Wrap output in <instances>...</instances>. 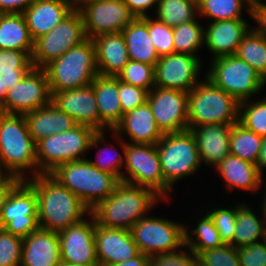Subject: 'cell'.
Wrapping results in <instances>:
<instances>
[{"instance_id": "43", "label": "cell", "mask_w": 266, "mask_h": 266, "mask_svg": "<svg viewBox=\"0 0 266 266\" xmlns=\"http://www.w3.org/2000/svg\"><path fill=\"white\" fill-rule=\"evenodd\" d=\"M23 239L0 228V266H20Z\"/></svg>"}, {"instance_id": "9", "label": "cell", "mask_w": 266, "mask_h": 266, "mask_svg": "<svg viewBox=\"0 0 266 266\" xmlns=\"http://www.w3.org/2000/svg\"><path fill=\"white\" fill-rule=\"evenodd\" d=\"M206 77L215 86L232 95L239 103L249 100L266 84L260 74L236 55L211 60Z\"/></svg>"}, {"instance_id": "28", "label": "cell", "mask_w": 266, "mask_h": 266, "mask_svg": "<svg viewBox=\"0 0 266 266\" xmlns=\"http://www.w3.org/2000/svg\"><path fill=\"white\" fill-rule=\"evenodd\" d=\"M28 131L35 143L49 135L71 130L75 120L58 109L52 102L43 108L24 114Z\"/></svg>"}, {"instance_id": "32", "label": "cell", "mask_w": 266, "mask_h": 266, "mask_svg": "<svg viewBox=\"0 0 266 266\" xmlns=\"http://www.w3.org/2000/svg\"><path fill=\"white\" fill-rule=\"evenodd\" d=\"M258 216L247 204H237L236 227L233 235V246L240 248L266 239V218ZM259 239V240H258Z\"/></svg>"}, {"instance_id": "19", "label": "cell", "mask_w": 266, "mask_h": 266, "mask_svg": "<svg viewBox=\"0 0 266 266\" xmlns=\"http://www.w3.org/2000/svg\"><path fill=\"white\" fill-rule=\"evenodd\" d=\"M51 102L79 125L99 132V113L92 85L51 92Z\"/></svg>"}, {"instance_id": "25", "label": "cell", "mask_w": 266, "mask_h": 266, "mask_svg": "<svg viewBox=\"0 0 266 266\" xmlns=\"http://www.w3.org/2000/svg\"><path fill=\"white\" fill-rule=\"evenodd\" d=\"M112 132L117 136H121L122 132L127 133L132 144H156L163 136L148 102L123 114Z\"/></svg>"}, {"instance_id": "60", "label": "cell", "mask_w": 266, "mask_h": 266, "mask_svg": "<svg viewBox=\"0 0 266 266\" xmlns=\"http://www.w3.org/2000/svg\"><path fill=\"white\" fill-rule=\"evenodd\" d=\"M59 266H99V264H77V265H73V264H69L66 262H62Z\"/></svg>"}, {"instance_id": "39", "label": "cell", "mask_w": 266, "mask_h": 266, "mask_svg": "<svg viewBox=\"0 0 266 266\" xmlns=\"http://www.w3.org/2000/svg\"><path fill=\"white\" fill-rule=\"evenodd\" d=\"M248 101L239 104V123L261 137H266V97L250 104Z\"/></svg>"}, {"instance_id": "63", "label": "cell", "mask_w": 266, "mask_h": 266, "mask_svg": "<svg viewBox=\"0 0 266 266\" xmlns=\"http://www.w3.org/2000/svg\"><path fill=\"white\" fill-rule=\"evenodd\" d=\"M192 266H207L206 264H204L201 260H199L198 258H196L194 260V263Z\"/></svg>"}, {"instance_id": "14", "label": "cell", "mask_w": 266, "mask_h": 266, "mask_svg": "<svg viewBox=\"0 0 266 266\" xmlns=\"http://www.w3.org/2000/svg\"><path fill=\"white\" fill-rule=\"evenodd\" d=\"M87 38L122 32L134 19L124 0L87 2L78 9Z\"/></svg>"}, {"instance_id": "27", "label": "cell", "mask_w": 266, "mask_h": 266, "mask_svg": "<svg viewBox=\"0 0 266 266\" xmlns=\"http://www.w3.org/2000/svg\"><path fill=\"white\" fill-rule=\"evenodd\" d=\"M92 40L95 45L98 74L117 77L129 61L122 33L103 34Z\"/></svg>"}, {"instance_id": "21", "label": "cell", "mask_w": 266, "mask_h": 266, "mask_svg": "<svg viewBox=\"0 0 266 266\" xmlns=\"http://www.w3.org/2000/svg\"><path fill=\"white\" fill-rule=\"evenodd\" d=\"M74 9L73 0H33L22 14L35 41L61 23Z\"/></svg>"}, {"instance_id": "26", "label": "cell", "mask_w": 266, "mask_h": 266, "mask_svg": "<svg viewBox=\"0 0 266 266\" xmlns=\"http://www.w3.org/2000/svg\"><path fill=\"white\" fill-rule=\"evenodd\" d=\"M99 113V132L112 131L122 119L119 97V78L97 75L92 82Z\"/></svg>"}, {"instance_id": "16", "label": "cell", "mask_w": 266, "mask_h": 266, "mask_svg": "<svg viewBox=\"0 0 266 266\" xmlns=\"http://www.w3.org/2000/svg\"><path fill=\"white\" fill-rule=\"evenodd\" d=\"M147 102L162 134L188 130V93L178 89L153 87Z\"/></svg>"}, {"instance_id": "1", "label": "cell", "mask_w": 266, "mask_h": 266, "mask_svg": "<svg viewBox=\"0 0 266 266\" xmlns=\"http://www.w3.org/2000/svg\"><path fill=\"white\" fill-rule=\"evenodd\" d=\"M26 181L36 192L41 229L58 233L84 220V214L90 215V209L50 174H39Z\"/></svg>"}, {"instance_id": "34", "label": "cell", "mask_w": 266, "mask_h": 266, "mask_svg": "<svg viewBox=\"0 0 266 266\" xmlns=\"http://www.w3.org/2000/svg\"><path fill=\"white\" fill-rule=\"evenodd\" d=\"M157 21L171 28L196 19L197 0H157Z\"/></svg>"}, {"instance_id": "50", "label": "cell", "mask_w": 266, "mask_h": 266, "mask_svg": "<svg viewBox=\"0 0 266 266\" xmlns=\"http://www.w3.org/2000/svg\"><path fill=\"white\" fill-rule=\"evenodd\" d=\"M33 0H0L1 13H20L22 14Z\"/></svg>"}, {"instance_id": "45", "label": "cell", "mask_w": 266, "mask_h": 266, "mask_svg": "<svg viewBox=\"0 0 266 266\" xmlns=\"http://www.w3.org/2000/svg\"><path fill=\"white\" fill-rule=\"evenodd\" d=\"M197 258L207 266H240L237 248L230 244L202 251Z\"/></svg>"}, {"instance_id": "12", "label": "cell", "mask_w": 266, "mask_h": 266, "mask_svg": "<svg viewBox=\"0 0 266 266\" xmlns=\"http://www.w3.org/2000/svg\"><path fill=\"white\" fill-rule=\"evenodd\" d=\"M0 228L22 239L40 228L36 192L26 180H20L4 201Z\"/></svg>"}, {"instance_id": "13", "label": "cell", "mask_w": 266, "mask_h": 266, "mask_svg": "<svg viewBox=\"0 0 266 266\" xmlns=\"http://www.w3.org/2000/svg\"><path fill=\"white\" fill-rule=\"evenodd\" d=\"M124 162L129 175L126 177L127 183L152 189L163 199L168 197L166 195L172 189L164 182L156 144H132L126 141Z\"/></svg>"}, {"instance_id": "59", "label": "cell", "mask_w": 266, "mask_h": 266, "mask_svg": "<svg viewBox=\"0 0 266 266\" xmlns=\"http://www.w3.org/2000/svg\"><path fill=\"white\" fill-rule=\"evenodd\" d=\"M73 1L75 8L79 9L83 4L87 2L98 1V0H73Z\"/></svg>"}, {"instance_id": "49", "label": "cell", "mask_w": 266, "mask_h": 266, "mask_svg": "<svg viewBox=\"0 0 266 266\" xmlns=\"http://www.w3.org/2000/svg\"><path fill=\"white\" fill-rule=\"evenodd\" d=\"M237 248L240 266H266V239Z\"/></svg>"}, {"instance_id": "8", "label": "cell", "mask_w": 266, "mask_h": 266, "mask_svg": "<svg viewBox=\"0 0 266 266\" xmlns=\"http://www.w3.org/2000/svg\"><path fill=\"white\" fill-rule=\"evenodd\" d=\"M164 182L173 189L180 178L192 175L203 164L191 130L163 134L156 143Z\"/></svg>"}, {"instance_id": "46", "label": "cell", "mask_w": 266, "mask_h": 266, "mask_svg": "<svg viewBox=\"0 0 266 266\" xmlns=\"http://www.w3.org/2000/svg\"><path fill=\"white\" fill-rule=\"evenodd\" d=\"M114 136L119 138V139L121 138L119 142L121 144L120 146H122V148H121L123 151L122 154H120V153H119V155L116 154L117 157L114 155H110V156L107 155L108 157L105 156V158L103 157V159H102V156H104V154H105L104 152L105 151L107 152V150H109V146L106 145L104 148L102 147L99 149V152L97 153L98 157H96L97 159L95 161L89 160V162L92 163L99 170L105 171V172H108V173L114 175L119 181L126 182L127 174L125 172H121V170H120V168L122 169L124 166V149L126 146V142L121 141V140H123L122 136H117V135H114ZM121 142H123V143H121ZM99 153L102 156H100Z\"/></svg>"}, {"instance_id": "51", "label": "cell", "mask_w": 266, "mask_h": 266, "mask_svg": "<svg viewBox=\"0 0 266 266\" xmlns=\"http://www.w3.org/2000/svg\"><path fill=\"white\" fill-rule=\"evenodd\" d=\"M130 12L138 17L149 16L146 10L154 6L157 3V0H124Z\"/></svg>"}, {"instance_id": "23", "label": "cell", "mask_w": 266, "mask_h": 266, "mask_svg": "<svg viewBox=\"0 0 266 266\" xmlns=\"http://www.w3.org/2000/svg\"><path fill=\"white\" fill-rule=\"evenodd\" d=\"M204 29V44L214 54L213 59L235 55L243 36L251 28L244 19L211 22Z\"/></svg>"}, {"instance_id": "17", "label": "cell", "mask_w": 266, "mask_h": 266, "mask_svg": "<svg viewBox=\"0 0 266 266\" xmlns=\"http://www.w3.org/2000/svg\"><path fill=\"white\" fill-rule=\"evenodd\" d=\"M200 58L182 53L160 56L155 65V86L189 92L199 83Z\"/></svg>"}, {"instance_id": "58", "label": "cell", "mask_w": 266, "mask_h": 266, "mask_svg": "<svg viewBox=\"0 0 266 266\" xmlns=\"http://www.w3.org/2000/svg\"><path fill=\"white\" fill-rule=\"evenodd\" d=\"M6 88H3L2 76L0 75V106L3 104L6 98Z\"/></svg>"}, {"instance_id": "29", "label": "cell", "mask_w": 266, "mask_h": 266, "mask_svg": "<svg viewBox=\"0 0 266 266\" xmlns=\"http://www.w3.org/2000/svg\"><path fill=\"white\" fill-rule=\"evenodd\" d=\"M129 60L157 64L160 56L148 32V16L135 18L122 32Z\"/></svg>"}, {"instance_id": "57", "label": "cell", "mask_w": 266, "mask_h": 266, "mask_svg": "<svg viewBox=\"0 0 266 266\" xmlns=\"http://www.w3.org/2000/svg\"><path fill=\"white\" fill-rule=\"evenodd\" d=\"M247 5V12L254 19V11L263 3L261 0H243Z\"/></svg>"}, {"instance_id": "4", "label": "cell", "mask_w": 266, "mask_h": 266, "mask_svg": "<svg viewBox=\"0 0 266 266\" xmlns=\"http://www.w3.org/2000/svg\"><path fill=\"white\" fill-rule=\"evenodd\" d=\"M0 164L8 175L19 180L28 179L23 173L26 169L34 171L33 177L38 175L36 143L22 114L0 112Z\"/></svg>"}, {"instance_id": "37", "label": "cell", "mask_w": 266, "mask_h": 266, "mask_svg": "<svg viewBox=\"0 0 266 266\" xmlns=\"http://www.w3.org/2000/svg\"><path fill=\"white\" fill-rule=\"evenodd\" d=\"M172 29L175 53L198 57L195 53L204 44V28H202L198 21L195 19L182 23Z\"/></svg>"}, {"instance_id": "18", "label": "cell", "mask_w": 266, "mask_h": 266, "mask_svg": "<svg viewBox=\"0 0 266 266\" xmlns=\"http://www.w3.org/2000/svg\"><path fill=\"white\" fill-rule=\"evenodd\" d=\"M90 216V220L84 219L58 232L62 262L73 265L98 264L94 239L96 221Z\"/></svg>"}, {"instance_id": "47", "label": "cell", "mask_w": 266, "mask_h": 266, "mask_svg": "<svg viewBox=\"0 0 266 266\" xmlns=\"http://www.w3.org/2000/svg\"><path fill=\"white\" fill-rule=\"evenodd\" d=\"M146 89L126 84L119 79V97L122 114L144 105L148 99Z\"/></svg>"}, {"instance_id": "20", "label": "cell", "mask_w": 266, "mask_h": 266, "mask_svg": "<svg viewBox=\"0 0 266 266\" xmlns=\"http://www.w3.org/2000/svg\"><path fill=\"white\" fill-rule=\"evenodd\" d=\"M95 247L99 266H109L129 260L140 251L130 230L95 225Z\"/></svg>"}, {"instance_id": "7", "label": "cell", "mask_w": 266, "mask_h": 266, "mask_svg": "<svg viewBox=\"0 0 266 266\" xmlns=\"http://www.w3.org/2000/svg\"><path fill=\"white\" fill-rule=\"evenodd\" d=\"M206 80V81H205ZM188 92V128L239 122V102L205 79Z\"/></svg>"}, {"instance_id": "6", "label": "cell", "mask_w": 266, "mask_h": 266, "mask_svg": "<svg viewBox=\"0 0 266 266\" xmlns=\"http://www.w3.org/2000/svg\"><path fill=\"white\" fill-rule=\"evenodd\" d=\"M43 69L47 75L50 92L91 85L98 75L93 40L87 38L79 45L71 47Z\"/></svg>"}, {"instance_id": "52", "label": "cell", "mask_w": 266, "mask_h": 266, "mask_svg": "<svg viewBox=\"0 0 266 266\" xmlns=\"http://www.w3.org/2000/svg\"><path fill=\"white\" fill-rule=\"evenodd\" d=\"M20 180L17 177L8 175L1 183H0V212L1 208L4 205V201L6 200L9 192L12 188L19 182Z\"/></svg>"}, {"instance_id": "3", "label": "cell", "mask_w": 266, "mask_h": 266, "mask_svg": "<svg viewBox=\"0 0 266 266\" xmlns=\"http://www.w3.org/2000/svg\"><path fill=\"white\" fill-rule=\"evenodd\" d=\"M105 134L77 124L71 130L41 139L36 143L38 175L50 174L63 163L85 159L82 155L103 143Z\"/></svg>"}, {"instance_id": "42", "label": "cell", "mask_w": 266, "mask_h": 266, "mask_svg": "<svg viewBox=\"0 0 266 266\" xmlns=\"http://www.w3.org/2000/svg\"><path fill=\"white\" fill-rule=\"evenodd\" d=\"M219 232L223 244L233 245V235L236 227L237 206L229 208H215L207 213Z\"/></svg>"}, {"instance_id": "30", "label": "cell", "mask_w": 266, "mask_h": 266, "mask_svg": "<svg viewBox=\"0 0 266 266\" xmlns=\"http://www.w3.org/2000/svg\"><path fill=\"white\" fill-rule=\"evenodd\" d=\"M216 169L223 177L228 190L237 187L253 192L258 190L263 182L255 164L232 154L225 157Z\"/></svg>"}, {"instance_id": "55", "label": "cell", "mask_w": 266, "mask_h": 266, "mask_svg": "<svg viewBox=\"0 0 266 266\" xmlns=\"http://www.w3.org/2000/svg\"><path fill=\"white\" fill-rule=\"evenodd\" d=\"M26 74H16V75H1L3 88L8 91L10 88L14 87L19 81H21Z\"/></svg>"}, {"instance_id": "33", "label": "cell", "mask_w": 266, "mask_h": 266, "mask_svg": "<svg viewBox=\"0 0 266 266\" xmlns=\"http://www.w3.org/2000/svg\"><path fill=\"white\" fill-rule=\"evenodd\" d=\"M235 55L247 62L266 81V37L256 27L243 36Z\"/></svg>"}, {"instance_id": "36", "label": "cell", "mask_w": 266, "mask_h": 266, "mask_svg": "<svg viewBox=\"0 0 266 266\" xmlns=\"http://www.w3.org/2000/svg\"><path fill=\"white\" fill-rule=\"evenodd\" d=\"M200 219L197 227L190 231V233L187 227H185V248L187 247L196 255L207 249L217 248L223 245L219 232L210 216L206 213ZM191 233L196 236L194 238H197V241L193 239Z\"/></svg>"}, {"instance_id": "56", "label": "cell", "mask_w": 266, "mask_h": 266, "mask_svg": "<svg viewBox=\"0 0 266 266\" xmlns=\"http://www.w3.org/2000/svg\"><path fill=\"white\" fill-rule=\"evenodd\" d=\"M256 166L258 168L259 174L263 175V169L266 167V137H263L261 147H260V153L258 160L256 162Z\"/></svg>"}, {"instance_id": "24", "label": "cell", "mask_w": 266, "mask_h": 266, "mask_svg": "<svg viewBox=\"0 0 266 266\" xmlns=\"http://www.w3.org/2000/svg\"><path fill=\"white\" fill-rule=\"evenodd\" d=\"M233 124H205L193 127L201 162L217 167L230 154V135Z\"/></svg>"}, {"instance_id": "40", "label": "cell", "mask_w": 266, "mask_h": 266, "mask_svg": "<svg viewBox=\"0 0 266 266\" xmlns=\"http://www.w3.org/2000/svg\"><path fill=\"white\" fill-rule=\"evenodd\" d=\"M154 71L153 65L129 60L117 77L126 84L146 89L149 92L155 87Z\"/></svg>"}, {"instance_id": "38", "label": "cell", "mask_w": 266, "mask_h": 266, "mask_svg": "<svg viewBox=\"0 0 266 266\" xmlns=\"http://www.w3.org/2000/svg\"><path fill=\"white\" fill-rule=\"evenodd\" d=\"M198 15L214 21L242 18L243 0H197Z\"/></svg>"}, {"instance_id": "10", "label": "cell", "mask_w": 266, "mask_h": 266, "mask_svg": "<svg viewBox=\"0 0 266 266\" xmlns=\"http://www.w3.org/2000/svg\"><path fill=\"white\" fill-rule=\"evenodd\" d=\"M140 253L150 257L185 247V226L166 218L142 217L130 229Z\"/></svg>"}, {"instance_id": "22", "label": "cell", "mask_w": 266, "mask_h": 266, "mask_svg": "<svg viewBox=\"0 0 266 266\" xmlns=\"http://www.w3.org/2000/svg\"><path fill=\"white\" fill-rule=\"evenodd\" d=\"M61 263L57 232L39 228L23 238L20 266H59Z\"/></svg>"}, {"instance_id": "48", "label": "cell", "mask_w": 266, "mask_h": 266, "mask_svg": "<svg viewBox=\"0 0 266 266\" xmlns=\"http://www.w3.org/2000/svg\"><path fill=\"white\" fill-rule=\"evenodd\" d=\"M183 250L182 247L174 252L150 256V266H192L197 255L190 249L188 253V249Z\"/></svg>"}, {"instance_id": "61", "label": "cell", "mask_w": 266, "mask_h": 266, "mask_svg": "<svg viewBox=\"0 0 266 266\" xmlns=\"http://www.w3.org/2000/svg\"><path fill=\"white\" fill-rule=\"evenodd\" d=\"M8 176L3 167L0 164V183Z\"/></svg>"}, {"instance_id": "53", "label": "cell", "mask_w": 266, "mask_h": 266, "mask_svg": "<svg viewBox=\"0 0 266 266\" xmlns=\"http://www.w3.org/2000/svg\"><path fill=\"white\" fill-rule=\"evenodd\" d=\"M109 266H150V258L142 253H139L137 256Z\"/></svg>"}, {"instance_id": "62", "label": "cell", "mask_w": 266, "mask_h": 266, "mask_svg": "<svg viewBox=\"0 0 266 266\" xmlns=\"http://www.w3.org/2000/svg\"><path fill=\"white\" fill-rule=\"evenodd\" d=\"M264 201H263V205H262V214L264 215V217L266 218V192L264 193Z\"/></svg>"}, {"instance_id": "31", "label": "cell", "mask_w": 266, "mask_h": 266, "mask_svg": "<svg viewBox=\"0 0 266 266\" xmlns=\"http://www.w3.org/2000/svg\"><path fill=\"white\" fill-rule=\"evenodd\" d=\"M0 49L24 51L32 56L34 40L23 14H0Z\"/></svg>"}, {"instance_id": "35", "label": "cell", "mask_w": 266, "mask_h": 266, "mask_svg": "<svg viewBox=\"0 0 266 266\" xmlns=\"http://www.w3.org/2000/svg\"><path fill=\"white\" fill-rule=\"evenodd\" d=\"M263 137L246 129L239 122L232 125L230 154L256 165Z\"/></svg>"}, {"instance_id": "11", "label": "cell", "mask_w": 266, "mask_h": 266, "mask_svg": "<svg viewBox=\"0 0 266 266\" xmlns=\"http://www.w3.org/2000/svg\"><path fill=\"white\" fill-rule=\"evenodd\" d=\"M86 39L82 14L75 8L50 32L34 41L31 56L33 67L43 69L71 47L79 45Z\"/></svg>"}, {"instance_id": "44", "label": "cell", "mask_w": 266, "mask_h": 266, "mask_svg": "<svg viewBox=\"0 0 266 266\" xmlns=\"http://www.w3.org/2000/svg\"><path fill=\"white\" fill-rule=\"evenodd\" d=\"M148 32L159 56L175 53L171 27L148 16Z\"/></svg>"}, {"instance_id": "15", "label": "cell", "mask_w": 266, "mask_h": 266, "mask_svg": "<svg viewBox=\"0 0 266 266\" xmlns=\"http://www.w3.org/2000/svg\"><path fill=\"white\" fill-rule=\"evenodd\" d=\"M51 102L49 82L44 69L32 68L25 77L7 91L0 112L22 114L43 108Z\"/></svg>"}, {"instance_id": "2", "label": "cell", "mask_w": 266, "mask_h": 266, "mask_svg": "<svg viewBox=\"0 0 266 266\" xmlns=\"http://www.w3.org/2000/svg\"><path fill=\"white\" fill-rule=\"evenodd\" d=\"M159 199L163 198L152 189L119 181L113 192L90 214L100 226L130 230Z\"/></svg>"}, {"instance_id": "41", "label": "cell", "mask_w": 266, "mask_h": 266, "mask_svg": "<svg viewBox=\"0 0 266 266\" xmlns=\"http://www.w3.org/2000/svg\"><path fill=\"white\" fill-rule=\"evenodd\" d=\"M32 68L31 57L26 52L0 49V75L27 74Z\"/></svg>"}, {"instance_id": "5", "label": "cell", "mask_w": 266, "mask_h": 266, "mask_svg": "<svg viewBox=\"0 0 266 266\" xmlns=\"http://www.w3.org/2000/svg\"><path fill=\"white\" fill-rule=\"evenodd\" d=\"M50 175L74 193L90 211L105 200L119 182L114 175L99 170L87 159L63 163Z\"/></svg>"}, {"instance_id": "54", "label": "cell", "mask_w": 266, "mask_h": 266, "mask_svg": "<svg viewBox=\"0 0 266 266\" xmlns=\"http://www.w3.org/2000/svg\"><path fill=\"white\" fill-rule=\"evenodd\" d=\"M254 20L258 23L257 28L266 37V7L262 4L254 11Z\"/></svg>"}]
</instances>
